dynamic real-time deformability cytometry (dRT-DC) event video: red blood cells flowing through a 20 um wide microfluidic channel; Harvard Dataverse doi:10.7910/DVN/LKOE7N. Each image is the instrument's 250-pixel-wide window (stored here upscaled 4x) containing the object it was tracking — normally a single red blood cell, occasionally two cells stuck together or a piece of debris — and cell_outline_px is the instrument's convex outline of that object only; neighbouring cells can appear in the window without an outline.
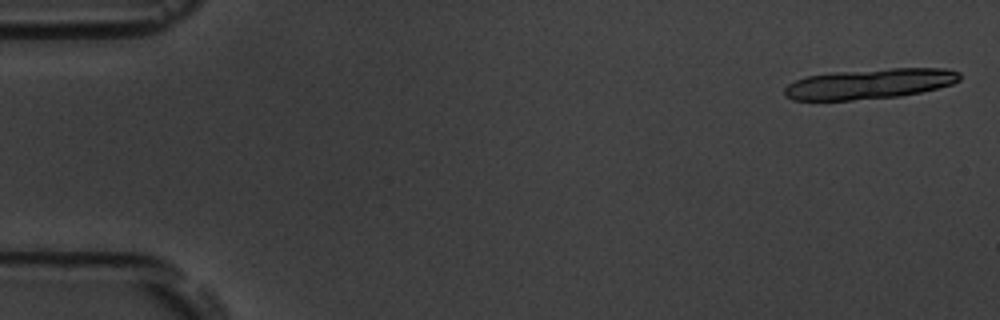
{"species": "common noctule bat (a hibernating species)", "species_latin": "Nyctalus noctula", "temperature_condition": "room temperature", "stored_images_in_passage": 10, "camera_frame_rate_fps": 3000, "um_per_image_px": 0.085, "animal": {"sex": "male", "body_mass_g": 19.5, "forearm_length_mm": 54.6}, "frame": {"image": 1, "passage_image": 2, "time_ms": 0.333, "image_size_px": [1000, 320], "cell_outline_px": [[960, 80], [952, 84], [920, 92], [900, 96], [852, 100], [792, 100], [784, 96], [784, 88], [788, 84], [804, 76], [836, 72], [888, 68], [944, 68], [960, 72]], "centroid_in_image_um": [73.9, 7.12], "position_along_channel_um": 11.1, "area_um2": 30.92}}